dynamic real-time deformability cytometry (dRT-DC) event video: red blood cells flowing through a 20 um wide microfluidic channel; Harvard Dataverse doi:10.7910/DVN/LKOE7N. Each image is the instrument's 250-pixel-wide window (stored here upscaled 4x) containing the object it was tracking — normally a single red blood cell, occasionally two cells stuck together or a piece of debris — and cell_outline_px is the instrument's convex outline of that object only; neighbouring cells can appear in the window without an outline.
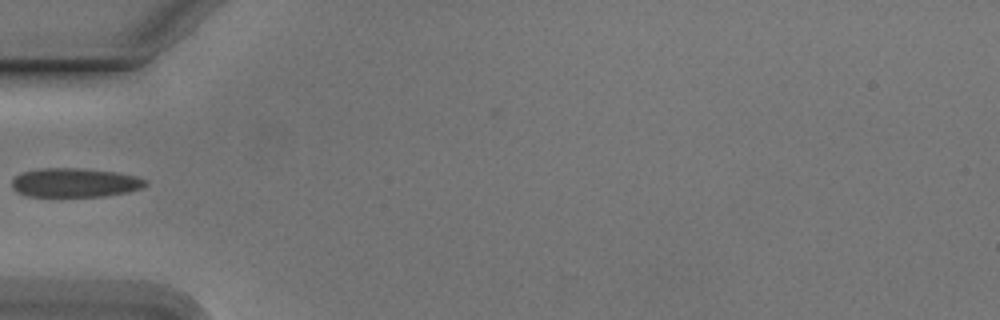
{"species": "Egyptian fruit bat (a non-hibernating species)", "species_latin": "Rousettus aegyptiacus", "temperature_condition": "cold", "stored_images_in_passage": 4, "camera_frame_rate_fps": 3000, "um_per_image_px": 0.085, "animal": {"sex": "male"}, "frame": {"image": 1, "passage_image": 1, "time_ms": 0.0, "image_size_px": [1000, 320], "cell_outline_px": [[148, 184], [144, 188], [128, 192], [104, 196], [24, 196], [16, 192], [12, 188], [12, 180], [20, 172], [40, 168], [84, 168], [116, 172], [136, 176], [148, 180]], "centroid_in_image_um": [6.37, 15.52], "position_along_channel_um": 78.6, "area_um2": 22.95}}